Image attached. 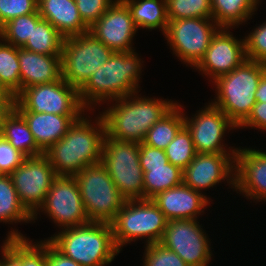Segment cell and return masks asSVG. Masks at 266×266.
<instances>
[{
	"mask_svg": "<svg viewBox=\"0 0 266 266\" xmlns=\"http://www.w3.org/2000/svg\"><path fill=\"white\" fill-rule=\"evenodd\" d=\"M144 182V199H152L158 193L183 183V170L171 164L164 167L142 168Z\"/></svg>",
	"mask_w": 266,
	"mask_h": 266,
	"instance_id": "cell-30",
	"label": "cell"
},
{
	"mask_svg": "<svg viewBox=\"0 0 266 266\" xmlns=\"http://www.w3.org/2000/svg\"><path fill=\"white\" fill-rule=\"evenodd\" d=\"M246 59L244 38H236L230 28H220L194 68L213 82L217 77L233 71Z\"/></svg>",
	"mask_w": 266,
	"mask_h": 266,
	"instance_id": "cell-17",
	"label": "cell"
},
{
	"mask_svg": "<svg viewBox=\"0 0 266 266\" xmlns=\"http://www.w3.org/2000/svg\"><path fill=\"white\" fill-rule=\"evenodd\" d=\"M114 53L89 31L64 38L61 77L78 91Z\"/></svg>",
	"mask_w": 266,
	"mask_h": 266,
	"instance_id": "cell-9",
	"label": "cell"
},
{
	"mask_svg": "<svg viewBox=\"0 0 266 266\" xmlns=\"http://www.w3.org/2000/svg\"><path fill=\"white\" fill-rule=\"evenodd\" d=\"M21 92L30 86L52 83L61 77V55H44L18 48Z\"/></svg>",
	"mask_w": 266,
	"mask_h": 266,
	"instance_id": "cell-21",
	"label": "cell"
},
{
	"mask_svg": "<svg viewBox=\"0 0 266 266\" xmlns=\"http://www.w3.org/2000/svg\"><path fill=\"white\" fill-rule=\"evenodd\" d=\"M129 8L136 27L160 29L165 34L169 19L166 0H122Z\"/></svg>",
	"mask_w": 266,
	"mask_h": 266,
	"instance_id": "cell-26",
	"label": "cell"
},
{
	"mask_svg": "<svg viewBox=\"0 0 266 266\" xmlns=\"http://www.w3.org/2000/svg\"><path fill=\"white\" fill-rule=\"evenodd\" d=\"M167 222L151 199L126 200L111 222L114 243L121 251L124 245L138 239H146L145 245L160 242Z\"/></svg>",
	"mask_w": 266,
	"mask_h": 266,
	"instance_id": "cell-6",
	"label": "cell"
},
{
	"mask_svg": "<svg viewBox=\"0 0 266 266\" xmlns=\"http://www.w3.org/2000/svg\"><path fill=\"white\" fill-rule=\"evenodd\" d=\"M64 37L47 20L41 19L33 26L31 37H29L23 49L44 55H61Z\"/></svg>",
	"mask_w": 266,
	"mask_h": 266,
	"instance_id": "cell-31",
	"label": "cell"
},
{
	"mask_svg": "<svg viewBox=\"0 0 266 266\" xmlns=\"http://www.w3.org/2000/svg\"><path fill=\"white\" fill-rule=\"evenodd\" d=\"M6 266H13V265L6 259Z\"/></svg>",
	"mask_w": 266,
	"mask_h": 266,
	"instance_id": "cell-47",
	"label": "cell"
},
{
	"mask_svg": "<svg viewBox=\"0 0 266 266\" xmlns=\"http://www.w3.org/2000/svg\"><path fill=\"white\" fill-rule=\"evenodd\" d=\"M265 72L266 64L246 59L233 71L212 82L216 96L210 103L239 127L256 104L255 92Z\"/></svg>",
	"mask_w": 266,
	"mask_h": 266,
	"instance_id": "cell-5",
	"label": "cell"
},
{
	"mask_svg": "<svg viewBox=\"0 0 266 266\" xmlns=\"http://www.w3.org/2000/svg\"><path fill=\"white\" fill-rule=\"evenodd\" d=\"M168 221L195 219L202 215L211 198L184 183L158 193L151 199Z\"/></svg>",
	"mask_w": 266,
	"mask_h": 266,
	"instance_id": "cell-20",
	"label": "cell"
},
{
	"mask_svg": "<svg viewBox=\"0 0 266 266\" xmlns=\"http://www.w3.org/2000/svg\"><path fill=\"white\" fill-rule=\"evenodd\" d=\"M169 20L212 19L211 0H166Z\"/></svg>",
	"mask_w": 266,
	"mask_h": 266,
	"instance_id": "cell-35",
	"label": "cell"
},
{
	"mask_svg": "<svg viewBox=\"0 0 266 266\" xmlns=\"http://www.w3.org/2000/svg\"><path fill=\"white\" fill-rule=\"evenodd\" d=\"M143 266H188L180 256L161 243L144 245Z\"/></svg>",
	"mask_w": 266,
	"mask_h": 266,
	"instance_id": "cell-36",
	"label": "cell"
},
{
	"mask_svg": "<svg viewBox=\"0 0 266 266\" xmlns=\"http://www.w3.org/2000/svg\"><path fill=\"white\" fill-rule=\"evenodd\" d=\"M139 146V142L116 140L106 134L103 141L101 164L126 200L144 199Z\"/></svg>",
	"mask_w": 266,
	"mask_h": 266,
	"instance_id": "cell-8",
	"label": "cell"
},
{
	"mask_svg": "<svg viewBox=\"0 0 266 266\" xmlns=\"http://www.w3.org/2000/svg\"><path fill=\"white\" fill-rule=\"evenodd\" d=\"M0 88H6L3 83L1 82V79H0Z\"/></svg>",
	"mask_w": 266,
	"mask_h": 266,
	"instance_id": "cell-48",
	"label": "cell"
},
{
	"mask_svg": "<svg viewBox=\"0 0 266 266\" xmlns=\"http://www.w3.org/2000/svg\"><path fill=\"white\" fill-rule=\"evenodd\" d=\"M196 112L191 118L185 112L183 113L184 125L192 135L196 152L236 154L238 148H234V146L227 148L228 145L224 144L223 138L227 130L230 132L238 129V127L210 102L203 109L201 108V110Z\"/></svg>",
	"mask_w": 266,
	"mask_h": 266,
	"instance_id": "cell-14",
	"label": "cell"
},
{
	"mask_svg": "<svg viewBox=\"0 0 266 266\" xmlns=\"http://www.w3.org/2000/svg\"><path fill=\"white\" fill-rule=\"evenodd\" d=\"M79 15L90 28L115 0H75Z\"/></svg>",
	"mask_w": 266,
	"mask_h": 266,
	"instance_id": "cell-39",
	"label": "cell"
},
{
	"mask_svg": "<svg viewBox=\"0 0 266 266\" xmlns=\"http://www.w3.org/2000/svg\"><path fill=\"white\" fill-rule=\"evenodd\" d=\"M14 108L18 112L51 113L56 115H82L83 107L79 91L63 78L46 84L25 88L16 98Z\"/></svg>",
	"mask_w": 266,
	"mask_h": 266,
	"instance_id": "cell-10",
	"label": "cell"
},
{
	"mask_svg": "<svg viewBox=\"0 0 266 266\" xmlns=\"http://www.w3.org/2000/svg\"><path fill=\"white\" fill-rule=\"evenodd\" d=\"M220 29L213 19L187 18L169 20L164 34L167 44L186 66L194 67L207 51L213 36Z\"/></svg>",
	"mask_w": 266,
	"mask_h": 266,
	"instance_id": "cell-11",
	"label": "cell"
},
{
	"mask_svg": "<svg viewBox=\"0 0 266 266\" xmlns=\"http://www.w3.org/2000/svg\"><path fill=\"white\" fill-rule=\"evenodd\" d=\"M47 266H81L73 259L61 253L48 239H47Z\"/></svg>",
	"mask_w": 266,
	"mask_h": 266,
	"instance_id": "cell-43",
	"label": "cell"
},
{
	"mask_svg": "<svg viewBox=\"0 0 266 266\" xmlns=\"http://www.w3.org/2000/svg\"><path fill=\"white\" fill-rule=\"evenodd\" d=\"M236 154L197 153L183 170V183L195 191H207L225 180L235 188Z\"/></svg>",
	"mask_w": 266,
	"mask_h": 266,
	"instance_id": "cell-16",
	"label": "cell"
},
{
	"mask_svg": "<svg viewBox=\"0 0 266 266\" xmlns=\"http://www.w3.org/2000/svg\"><path fill=\"white\" fill-rule=\"evenodd\" d=\"M202 227L195 219L168 221L159 243L175 252L188 266H209L212 247Z\"/></svg>",
	"mask_w": 266,
	"mask_h": 266,
	"instance_id": "cell-13",
	"label": "cell"
},
{
	"mask_svg": "<svg viewBox=\"0 0 266 266\" xmlns=\"http://www.w3.org/2000/svg\"><path fill=\"white\" fill-rule=\"evenodd\" d=\"M15 96L7 89L0 88V114H7L13 107Z\"/></svg>",
	"mask_w": 266,
	"mask_h": 266,
	"instance_id": "cell-44",
	"label": "cell"
},
{
	"mask_svg": "<svg viewBox=\"0 0 266 266\" xmlns=\"http://www.w3.org/2000/svg\"><path fill=\"white\" fill-rule=\"evenodd\" d=\"M0 257H2L0 258V266H6V258L3 255H1Z\"/></svg>",
	"mask_w": 266,
	"mask_h": 266,
	"instance_id": "cell-46",
	"label": "cell"
},
{
	"mask_svg": "<svg viewBox=\"0 0 266 266\" xmlns=\"http://www.w3.org/2000/svg\"><path fill=\"white\" fill-rule=\"evenodd\" d=\"M85 212L90 221L111 223L126 199L120 194L106 168L100 163L75 175Z\"/></svg>",
	"mask_w": 266,
	"mask_h": 266,
	"instance_id": "cell-7",
	"label": "cell"
},
{
	"mask_svg": "<svg viewBox=\"0 0 266 266\" xmlns=\"http://www.w3.org/2000/svg\"><path fill=\"white\" fill-rule=\"evenodd\" d=\"M43 212L61 229L89 223L75 176L57 175L44 203L33 215V223Z\"/></svg>",
	"mask_w": 266,
	"mask_h": 266,
	"instance_id": "cell-12",
	"label": "cell"
},
{
	"mask_svg": "<svg viewBox=\"0 0 266 266\" xmlns=\"http://www.w3.org/2000/svg\"><path fill=\"white\" fill-rule=\"evenodd\" d=\"M249 128L266 131V102H256L248 118L238 127V129Z\"/></svg>",
	"mask_w": 266,
	"mask_h": 266,
	"instance_id": "cell-42",
	"label": "cell"
},
{
	"mask_svg": "<svg viewBox=\"0 0 266 266\" xmlns=\"http://www.w3.org/2000/svg\"><path fill=\"white\" fill-rule=\"evenodd\" d=\"M183 126V106L177 103L147 131L143 143L154 148L165 150Z\"/></svg>",
	"mask_w": 266,
	"mask_h": 266,
	"instance_id": "cell-28",
	"label": "cell"
},
{
	"mask_svg": "<svg viewBox=\"0 0 266 266\" xmlns=\"http://www.w3.org/2000/svg\"><path fill=\"white\" fill-rule=\"evenodd\" d=\"M38 11V0H0V28L21 15Z\"/></svg>",
	"mask_w": 266,
	"mask_h": 266,
	"instance_id": "cell-38",
	"label": "cell"
},
{
	"mask_svg": "<svg viewBox=\"0 0 266 266\" xmlns=\"http://www.w3.org/2000/svg\"><path fill=\"white\" fill-rule=\"evenodd\" d=\"M239 147L235 156V191L255 202L266 201V151ZM239 191V192H238Z\"/></svg>",
	"mask_w": 266,
	"mask_h": 266,
	"instance_id": "cell-19",
	"label": "cell"
},
{
	"mask_svg": "<svg viewBox=\"0 0 266 266\" xmlns=\"http://www.w3.org/2000/svg\"><path fill=\"white\" fill-rule=\"evenodd\" d=\"M61 253L81 266L109 265L120 251L111 223L94 222L65 229L47 238Z\"/></svg>",
	"mask_w": 266,
	"mask_h": 266,
	"instance_id": "cell-4",
	"label": "cell"
},
{
	"mask_svg": "<svg viewBox=\"0 0 266 266\" xmlns=\"http://www.w3.org/2000/svg\"><path fill=\"white\" fill-rule=\"evenodd\" d=\"M26 158L4 137H0V174L10 175Z\"/></svg>",
	"mask_w": 266,
	"mask_h": 266,
	"instance_id": "cell-40",
	"label": "cell"
},
{
	"mask_svg": "<svg viewBox=\"0 0 266 266\" xmlns=\"http://www.w3.org/2000/svg\"><path fill=\"white\" fill-rule=\"evenodd\" d=\"M89 32L114 52L135 51L132 41L138 28L129 8L122 0H115L89 28Z\"/></svg>",
	"mask_w": 266,
	"mask_h": 266,
	"instance_id": "cell-18",
	"label": "cell"
},
{
	"mask_svg": "<svg viewBox=\"0 0 266 266\" xmlns=\"http://www.w3.org/2000/svg\"><path fill=\"white\" fill-rule=\"evenodd\" d=\"M0 79L3 85L15 96L21 93L18 47L0 38Z\"/></svg>",
	"mask_w": 266,
	"mask_h": 266,
	"instance_id": "cell-32",
	"label": "cell"
},
{
	"mask_svg": "<svg viewBox=\"0 0 266 266\" xmlns=\"http://www.w3.org/2000/svg\"><path fill=\"white\" fill-rule=\"evenodd\" d=\"M138 55L136 51L114 52L110 59L91 75L79 90L80 101L87 111H93L98 104L111 103L113 100L140 92L139 79L144 61Z\"/></svg>",
	"mask_w": 266,
	"mask_h": 266,
	"instance_id": "cell-3",
	"label": "cell"
},
{
	"mask_svg": "<svg viewBox=\"0 0 266 266\" xmlns=\"http://www.w3.org/2000/svg\"><path fill=\"white\" fill-rule=\"evenodd\" d=\"M28 124L37 146L45 153L64 137L71 125L81 115H56L51 113L19 112Z\"/></svg>",
	"mask_w": 266,
	"mask_h": 266,
	"instance_id": "cell-22",
	"label": "cell"
},
{
	"mask_svg": "<svg viewBox=\"0 0 266 266\" xmlns=\"http://www.w3.org/2000/svg\"><path fill=\"white\" fill-rule=\"evenodd\" d=\"M1 133L2 137L26 157L44 154L37 146L24 117L14 107L3 115Z\"/></svg>",
	"mask_w": 266,
	"mask_h": 266,
	"instance_id": "cell-25",
	"label": "cell"
},
{
	"mask_svg": "<svg viewBox=\"0 0 266 266\" xmlns=\"http://www.w3.org/2000/svg\"><path fill=\"white\" fill-rule=\"evenodd\" d=\"M244 42L247 59L266 64V21L244 36Z\"/></svg>",
	"mask_w": 266,
	"mask_h": 266,
	"instance_id": "cell-37",
	"label": "cell"
},
{
	"mask_svg": "<svg viewBox=\"0 0 266 266\" xmlns=\"http://www.w3.org/2000/svg\"><path fill=\"white\" fill-rule=\"evenodd\" d=\"M139 159L142 168L164 167L169 163L165 150L154 148L140 143Z\"/></svg>",
	"mask_w": 266,
	"mask_h": 266,
	"instance_id": "cell-41",
	"label": "cell"
},
{
	"mask_svg": "<svg viewBox=\"0 0 266 266\" xmlns=\"http://www.w3.org/2000/svg\"><path fill=\"white\" fill-rule=\"evenodd\" d=\"M0 222H33V216L22 205L10 175L3 174H0Z\"/></svg>",
	"mask_w": 266,
	"mask_h": 266,
	"instance_id": "cell-29",
	"label": "cell"
},
{
	"mask_svg": "<svg viewBox=\"0 0 266 266\" xmlns=\"http://www.w3.org/2000/svg\"><path fill=\"white\" fill-rule=\"evenodd\" d=\"M8 232L1 254L13 266H47V239L33 243L16 229Z\"/></svg>",
	"mask_w": 266,
	"mask_h": 266,
	"instance_id": "cell-24",
	"label": "cell"
},
{
	"mask_svg": "<svg viewBox=\"0 0 266 266\" xmlns=\"http://www.w3.org/2000/svg\"><path fill=\"white\" fill-rule=\"evenodd\" d=\"M91 119L83 113L66 135L45 151L56 175L75 176L85 167L101 162L105 125L100 113L94 122Z\"/></svg>",
	"mask_w": 266,
	"mask_h": 266,
	"instance_id": "cell-1",
	"label": "cell"
},
{
	"mask_svg": "<svg viewBox=\"0 0 266 266\" xmlns=\"http://www.w3.org/2000/svg\"><path fill=\"white\" fill-rule=\"evenodd\" d=\"M56 176L45 154L26 157L10 174L22 205L32 216L44 203Z\"/></svg>",
	"mask_w": 266,
	"mask_h": 266,
	"instance_id": "cell-15",
	"label": "cell"
},
{
	"mask_svg": "<svg viewBox=\"0 0 266 266\" xmlns=\"http://www.w3.org/2000/svg\"><path fill=\"white\" fill-rule=\"evenodd\" d=\"M41 19L39 11L16 17L0 28V38L15 47L22 48L31 37L33 26H36Z\"/></svg>",
	"mask_w": 266,
	"mask_h": 266,
	"instance_id": "cell-33",
	"label": "cell"
},
{
	"mask_svg": "<svg viewBox=\"0 0 266 266\" xmlns=\"http://www.w3.org/2000/svg\"><path fill=\"white\" fill-rule=\"evenodd\" d=\"M258 5L259 0H211L212 19L220 28L235 29L252 19Z\"/></svg>",
	"mask_w": 266,
	"mask_h": 266,
	"instance_id": "cell-27",
	"label": "cell"
},
{
	"mask_svg": "<svg viewBox=\"0 0 266 266\" xmlns=\"http://www.w3.org/2000/svg\"><path fill=\"white\" fill-rule=\"evenodd\" d=\"M165 153L168 161L180 167L182 170L194 159L197 152L194 147L192 135L185 125L168 144Z\"/></svg>",
	"mask_w": 266,
	"mask_h": 266,
	"instance_id": "cell-34",
	"label": "cell"
},
{
	"mask_svg": "<svg viewBox=\"0 0 266 266\" xmlns=\"http://www.w3.org/2000/svg\"><path fill=\"white\" fill-rule=\"evenodd\" d=\"M38 11L41 18L50 22L64 38L89 31L75 0H38Z\"/></svg>",
	"mask_w": 266,
	"mask_h": 266,
	"instance_id": "cell-23",
	"label": "cell"
},
{
	"mask_svg": "<svg viewBox=\"0 0 266 266\" xmlns=\"http://www.w3.org/2000/svg\"><path fill=\"white\" fill-rule=\"evenodd\" d=\"M138 93L113 100L112 106L99 112L107 136L142 143L147 131L178 103L171 99L139 96Z\"/></svg>",
	"mask_w": 266,
	"mask_h": 266,
	"instance_id": "cell-2",
	"label": "cell"
},
{
	"mask_svg": "<svg viewBox=\"0 0 266 266\" xmlns=\"http://www.w3.org/2000/svg\"><path fill=\"white\" fill-rule=\"evenodd\" d=\"M256 102H266V72L262 75L255 92Z\"/></svg>",
	"mask_w": 266,
	"mask_h": 266,
	"instance_id": "cell-45",
	"label": "cell"
},
{
	"mask_svg": "<svg viewBox=\"0 0 266 266\" xmlns=\"http://www.w3.org/2000/svg\"><path fill=\"white\" fill-rule=\"evenodd\" d=\"M2 115L0 114V130H1V120H2Z\"/></svg>",
	"mask_w": 266,
	"mask_h": 266,
	"instance_id": "cell-49",
	"label": "cell"
}]
</instances>
